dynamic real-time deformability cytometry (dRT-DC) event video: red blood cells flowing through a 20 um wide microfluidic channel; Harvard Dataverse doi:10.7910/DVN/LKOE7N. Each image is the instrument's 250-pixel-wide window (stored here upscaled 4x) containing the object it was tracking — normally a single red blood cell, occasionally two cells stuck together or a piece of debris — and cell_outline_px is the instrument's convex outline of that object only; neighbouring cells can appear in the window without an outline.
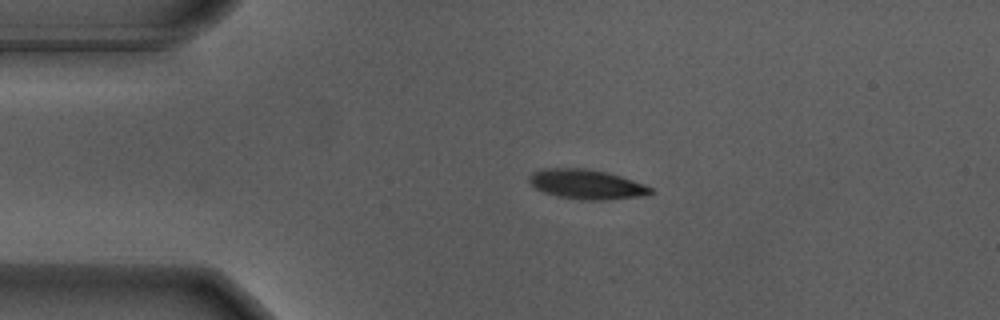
{"species": "Egyptian fruit bat (a non-hibernating species)", "species_latin": "Rousettus aegyptiacus", "temperature_condition": "warm", "stored_images_in_passage": 2, "camera_frame_rate_fps": 3000, "um_per_image_px": 0.085, "animal": {"sex": "male"}, "frame": {"image": 1, "passage_image": 2, "time_ms": 0.333, "image_size_px": [1000, 320], "cell_outline_px": [[656, 192], [636, 196], [604, 200], [592, 200], [556, 196], [544, 192], [536, 188], [528, 180], [528, 176], [532, 172], [544, 168], [584, 168], [604, 172], [620, 176], [644, 184], [652, 188]], "centroid_in_image_um": [49.82, 15.65], "position_along_channel_um": 35.2, "area_um2": 20.63}}